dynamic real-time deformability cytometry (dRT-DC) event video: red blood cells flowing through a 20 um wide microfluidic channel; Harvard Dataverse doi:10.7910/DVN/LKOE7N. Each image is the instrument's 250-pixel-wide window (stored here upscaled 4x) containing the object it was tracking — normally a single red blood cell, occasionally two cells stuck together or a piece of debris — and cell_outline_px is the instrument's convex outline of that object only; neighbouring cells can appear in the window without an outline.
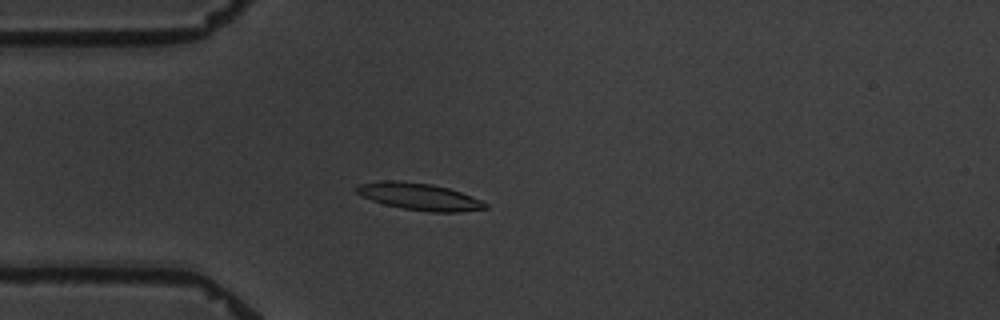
{"species": "common noctule bat (a hibernating species)", "species_latin": "Nyctalus noctula", "temperature_condition": "warm", "stored_images_in_passage": 3, "camera_frame_rate_fps": 3000, "um_per_image_px": 0.085, "animal": {"sex": "male", "body_mass_g": 19.5, "forearm_length_mm": 54.6}, "frame": {"image": 1, "passage_image": 3, "time_ms": 2.333, "image_size_px": [1000, 320], "cell_outline_px": [[488, 208], [460, 212], [428, 212], [404, 208], [384, 204], [372, 200], [356, 192], [352, 188], [360, 184], [384, 180], [396, 180], [432, 184], [448, 188], [472, 196], [488, 204]], "centroid_in_image_um": [35.64, 16.71], "position_along_channel_um": 49.4, "area_um2": 20.17}}